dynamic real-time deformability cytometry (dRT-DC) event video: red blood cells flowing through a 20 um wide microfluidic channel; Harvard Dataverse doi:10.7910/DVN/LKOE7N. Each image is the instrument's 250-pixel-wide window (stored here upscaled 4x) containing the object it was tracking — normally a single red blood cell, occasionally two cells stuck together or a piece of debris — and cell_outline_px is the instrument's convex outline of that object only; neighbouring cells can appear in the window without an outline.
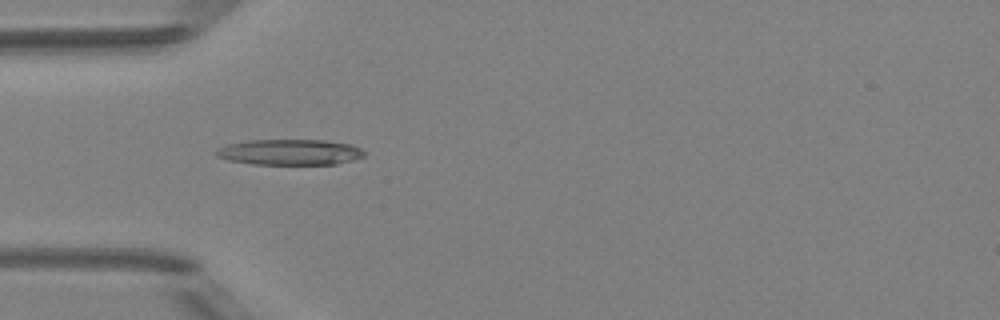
{"species": "Egyptian fruit bat (a non-hibernating species)", "species_latin": "Rousettus aegyptiacus", "temperature_condition": "room temperature", "stored_images_in_passage": 7, "camera_frame_rate_fps": 3000, "um_per_image_px": 0.085, "animal": {"sex": "female"}, "frame": {"image": 1, "passage_image": 5, "time_ms": 4.667, "image_size_px": [1000, 320], "cell_outline_px": [[364, 156], [352, 160], [336, 164], [252, 164], [228, 160], [216, 156], [212, 152], [216, 148], [228, 144], [248, 140], [324, 140], [352, 144], [360, 148], [364, 152]], "centroid_in_image_um": [24.59, 12.93], "position_along_channel_um": 60.4, "area_um2": 22.31}}
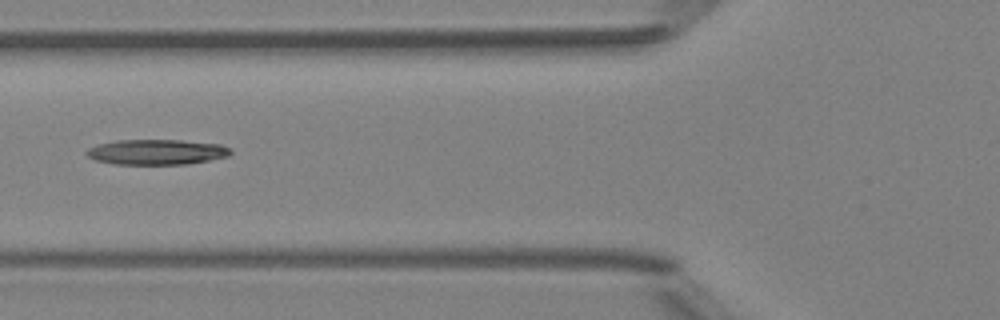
{"frame": {"image": 2, "passage_image": 6, "time_ms": 6.0, "image_size_px": [1000, 320], "cell_outline_px": [[232, 152], [228, 156], [208, 160], [184, 164], [116, 164], [96, 160], [88, 156], [84, 152], [88, 148], [100, 144], [116, 140], [180, 140], [220, 144], [232, 148]], "centroid_in_image_um": [13.33, 12.91], "position_along_channel_um": 112.5, "area_um2": 21.1}}
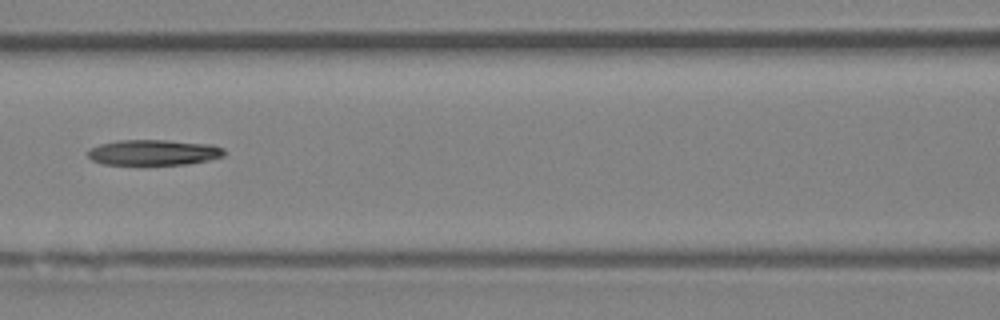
{"frame": {"image": 3, "passage_image": 7, "time_ms": 7.0, "image_size_px": [1000, 320], "cell_outline_px": [[228, 152], [224, 156], [208, 160], [188, 164], [104, 164], [92, 160], [88, 156], [88, 148], [100, 144], [120, 140], [168, 140], [212, 144], [224, 148]], "centroid_in_image_um": [13.1, 12.95], "position_along_channel_um": 153.5, "area_um2": 20.4}}